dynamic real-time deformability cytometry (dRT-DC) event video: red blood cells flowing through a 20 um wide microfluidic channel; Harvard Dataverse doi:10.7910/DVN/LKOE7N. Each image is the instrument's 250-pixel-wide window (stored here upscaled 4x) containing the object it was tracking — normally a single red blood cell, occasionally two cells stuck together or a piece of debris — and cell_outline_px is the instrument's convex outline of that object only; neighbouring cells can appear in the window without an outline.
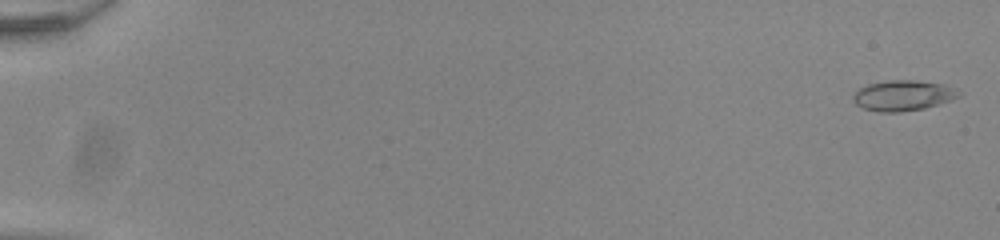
{"species": "common noctule bat (a hibernating species)", "species_latin": "Nyctalus noctula", "temperature_condition": "room temperature", "stored_images_in_passage": 55, "camera_frame_rate_fps": 3000, "um_per_image_px": 0.085, "animal": {"sex": "male", "body_mass_g": 20.0, "forearm_length_mm": 53.3}, "frame": {"image": 1, "passage_image": 2, "time_ms": 0.333, "image_size_px": [1000, 240], "cell_outline_px": [[960, 96], [952, 100], [924, 108], [900, 112], [880, 112], [864, 108], [856, 104], [852, 100], [852, 96], [860, 88], [868, 84], [888, 80], [916, 80], [944, 84], [956, 88], [960, 92]], "centroid_in_image_um": [76.78, 8.11], "position_along_channel_um": 8.2, "area_um2": 18.79}}
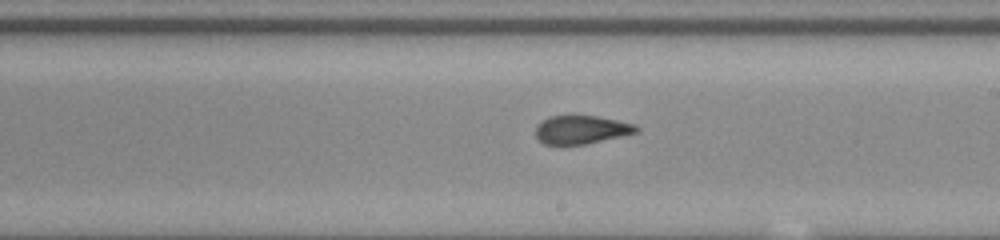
{"frame": {"image": 2, "passage_image": 34, "time_ms": 11.0, "image_size_px": [1000, 240], "cell_outline_px": [[640, 132], [584, 144], [544, 144], [536, 136], [536, 124], [540, 120], [548, 116], [596, 116], [636, 124], [640, 128]], "centroid_in_image_um": [49.42, 11.01], "position_along_channel_um": 239.6, "area_um2": 16.65}}
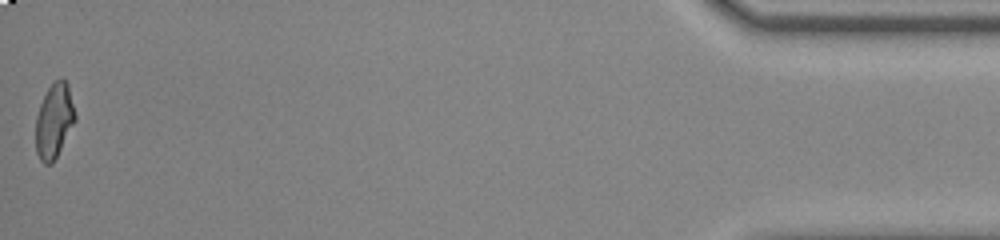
{"frame": {"image": 3, "passage_image": 55, "time_ms": 18.0, "image_size_px": [1000, 240], "cell_outline_px": [[76, 120], [52, 164], [44, 164], [40, 160], [36, 152], [36, 116], [40, 104], [48, 88], [60, 76], [68, 84], [76, 116]], "centroid_in_image_um": [4.6, 10.27], "position_along_channel_um": 430.6, "area_um2": 17.05}, "authors_computed_cell_mechanics": {"area_um2": 17.6868, "velocity_mm_per_s": 3.917, "shape_relaxation_time_tau1_ms": null, "shape_relaxation_time_tau2_ms": 1.3463, "deformation_change_tau1": null, "deformation_change_tau2": 0.0752}}